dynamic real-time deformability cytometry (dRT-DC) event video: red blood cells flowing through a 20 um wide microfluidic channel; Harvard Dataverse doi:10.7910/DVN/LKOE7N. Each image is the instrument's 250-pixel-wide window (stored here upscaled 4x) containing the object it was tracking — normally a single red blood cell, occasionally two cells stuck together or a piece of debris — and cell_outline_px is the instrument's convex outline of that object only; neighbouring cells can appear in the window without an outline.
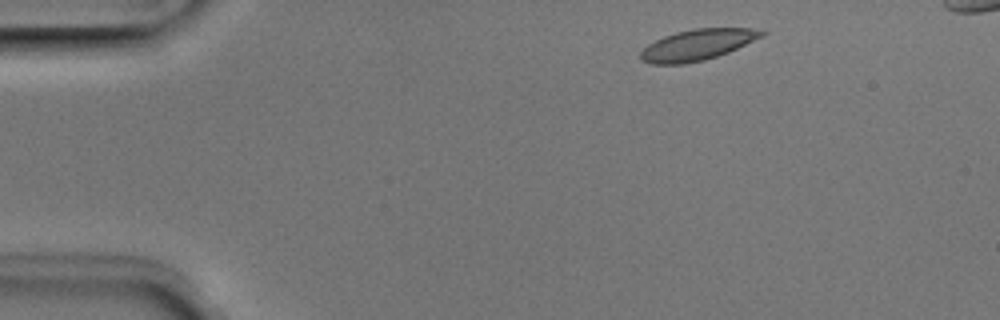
{"species": "Egyptian fruit bat (a non-hibernating species)", "species_latin": "Rousettus aegyptiacus", "temperature_condition": "room temperature", "stored_images_in_passage": 3, "camera_frame_rate_fps": 3000, "um_per_image_px": 0.085, "animal": {"sex": "male"}, "frame": {"image": 1, "passage_image": 1, "time_ms": 0.0, "image_size_px": [1000, 320], "cell_outline_px": [[768, 32], [764, 36], [728, 52], [704, 60], [684, 64], [652, 64], [640, 60], [640, 52], [648, 44], [664, 36], [676, 32], [692, 28], [752, 28]], "centroid_in_image_um": [59.28, 3.8], "position_along_channel_um": 25.7, "area_um2": 21.85}}